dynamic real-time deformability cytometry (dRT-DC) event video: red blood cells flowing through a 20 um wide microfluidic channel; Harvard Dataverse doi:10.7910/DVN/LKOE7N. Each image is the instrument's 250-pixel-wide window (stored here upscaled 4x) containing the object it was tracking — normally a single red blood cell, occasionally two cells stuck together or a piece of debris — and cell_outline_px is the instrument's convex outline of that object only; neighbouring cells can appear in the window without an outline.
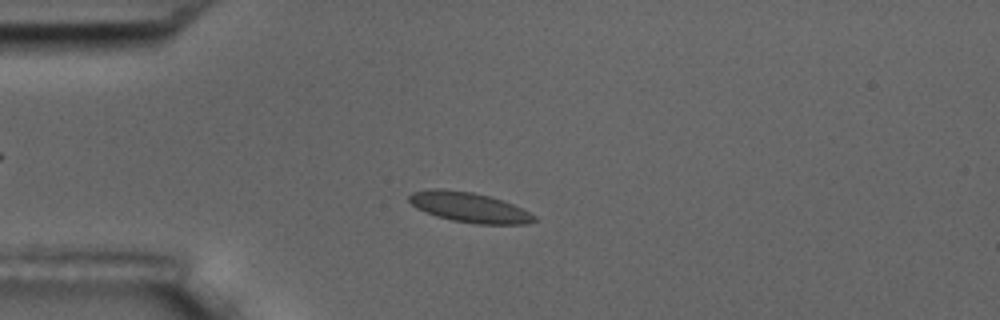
{"species": "common noctule bat (a hibernating species)", "species_latin": "Nyctalus noctula", "temperature_condition": "room temperature", "stored_images_in_passage": 56, "camera_frame_rate_fps": 3000, "um_per_image_px": 0.085, "animal": {"sex": "male", "body_mass_g": 17.5, "forearm_length_mm": 52.3}, "frame": {"image": 1, "passage_image": 13, "time_ms": 4.0, "image_size_px": [1000, 320], "cell_outline_px": [[536, 220], [528, 224], [476, 224], [452, 220], [436, 216], [416, 208], [408, 200], [408, 196], [412, 192], [432, 188], [440, 188], [472, 192], [504, 200], [536, 216]], "centroid_in_image_um": [39.86, 17.62], "position_along_channel_um": 45.1, "area_um2": 21.85}}
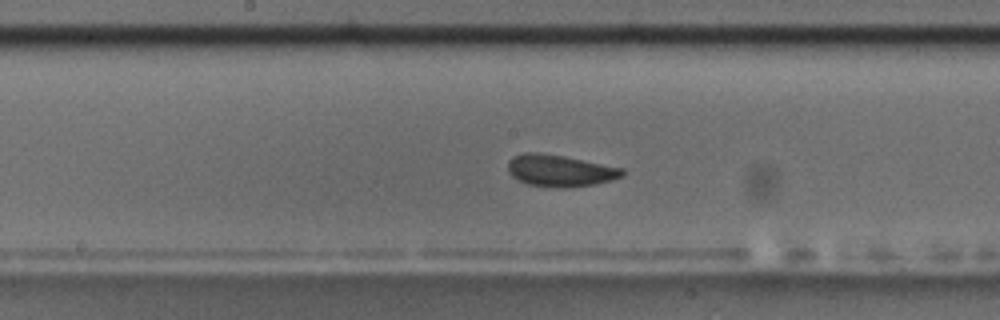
{"frame": {"image": 2, "passage_image": 28, "time_ms": 9.0, "image_size_px": [1000, 320], "cell_outline_px": [[628, 172], [624, 176], [612, 180], [592, 184], [568, 188], [556, 188], [528, 184], [512, 176], [508, 172], [508, 160], [512, 156], [524, 152], [540, 152], [564, 156], [624, 168]], "centroid_in_image_um": [47.62, 14.5], "position_along_channel_um": 200.6, "area_um2": 21.44}}
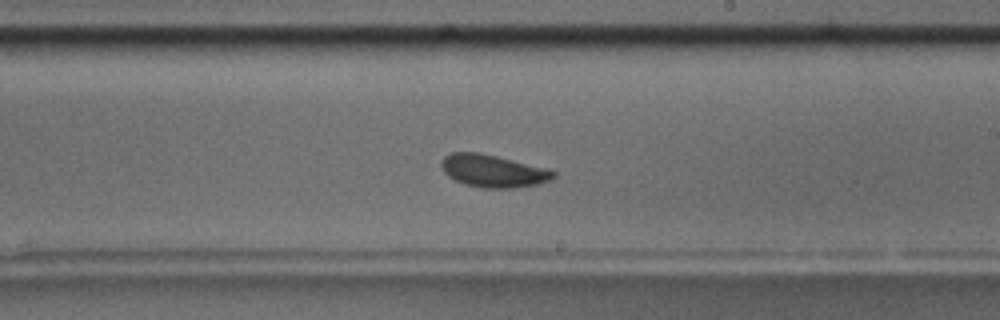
{"frame": {"image": 3, "passage_image": 32, "time_ms": 10.333, "image_size_px": [1000, 320], "cell_outline_px": [[556, 176], [552, 180], [536, 184], [516, 188], [484, 188], [464, 184], [448, 176], [444, 172], [440, 164], [440, 160], [444, 156], [452, 152], [476, 152], [496, 156], [544, 168], [556, 172]], "centroid_in_image_um": [41.88, 14.53], "position_along_channel_um": 247.1, "area_um2": 21.1}, "authors_computed_cell_mechanics": {"area_um2": 20.9525, "velocity_mm_per_s": 3.5009, "shape_relaxation_time_tau1_ms": null, "shape_relaxation_time_tau2_ms": 1.8456, "deformation_change_tau1": null, "deformation_change_tau2": 0.0553}}